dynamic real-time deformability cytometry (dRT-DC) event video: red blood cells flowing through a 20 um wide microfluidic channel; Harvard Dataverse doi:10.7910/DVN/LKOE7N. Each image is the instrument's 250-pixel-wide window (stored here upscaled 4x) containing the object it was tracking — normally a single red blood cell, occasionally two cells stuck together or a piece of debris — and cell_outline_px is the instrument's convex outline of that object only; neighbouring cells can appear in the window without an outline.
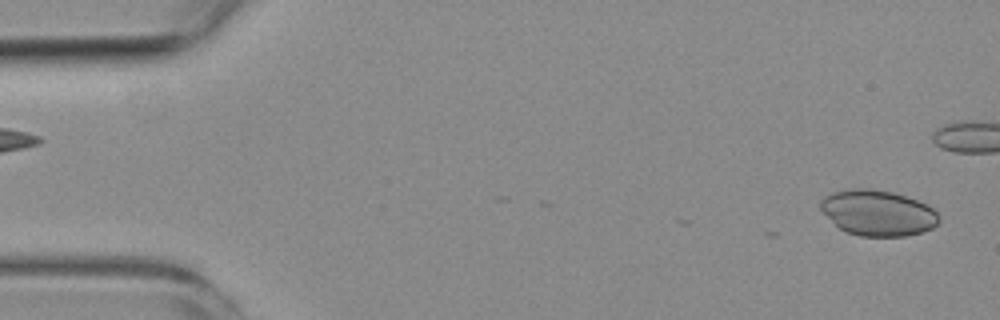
{"species": "common noctule bat (a hibernating species)", "species_latin": "Nyctalus noctula", "temperature_condition": "room temperature", "stored_images_in_passage": 3, "segment_of_instrument_passage": [2, 2], "camera_frame_rate_fps": 3000, "um_per_image_px": 0.085, "animal": {"sex": "female", "body_mass_g": 19.3, "forearm_length_mm": 54.1}, "frame": {"image": 1, "passage_image": 3, "time_ms": 2.333, "image_size_px": [1000, 320], "cell_outline_px": [[940, 220], [932, 228], [920, 232], [904, 236], [860, 236], [844, 232], [820, 208], [820, 200], [824, 196], [832, 192], [848, 188], [872, 188], [892, 192], [928, 204], [940, 216]], "centroid_in_image_um": [74.61, 18.08], "position_along_channel_um": 10.4, "area_um2": 31.5}}